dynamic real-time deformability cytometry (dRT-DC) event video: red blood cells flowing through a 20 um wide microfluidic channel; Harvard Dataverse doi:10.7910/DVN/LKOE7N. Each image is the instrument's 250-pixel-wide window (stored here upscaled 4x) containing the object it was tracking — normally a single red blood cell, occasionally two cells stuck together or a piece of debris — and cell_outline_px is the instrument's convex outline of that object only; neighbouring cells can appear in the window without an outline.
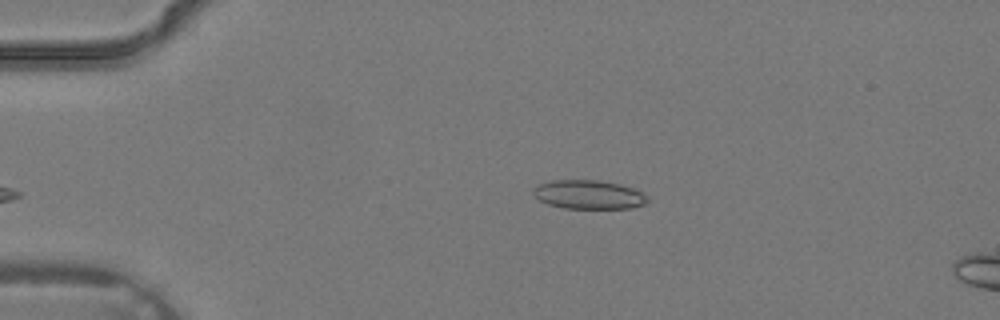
{"species": "common noctule bat (a hibernating species)", "species_latin": "Nyctalus noctula", "temperature_condition": "warm", "stored_images_in_passage": 3, "camera_frame_rate_fps": 3000, "um_per_image_px": 0.085, "animal": {"sex": "male", "body_mass_g": 19.2, "forearm_length_mm": 51.8}, "frame": {"image": 1, "passage_image": 3, "time_ms": 0.667, "image_size_px": [1000, 320], "cell_outline_px": [[648, 204], [632, 208], [564, 208], [548, 204], [540, 200], [532, 192], [532, 188], [540, 184], [552, 180], [600, 180], [620, 184], [644, 192], [648, 196]], "centroid_in_image_um": [50.09, 16.54], "position_along_channel_um": 34.9, "area_um2": 19.36}}